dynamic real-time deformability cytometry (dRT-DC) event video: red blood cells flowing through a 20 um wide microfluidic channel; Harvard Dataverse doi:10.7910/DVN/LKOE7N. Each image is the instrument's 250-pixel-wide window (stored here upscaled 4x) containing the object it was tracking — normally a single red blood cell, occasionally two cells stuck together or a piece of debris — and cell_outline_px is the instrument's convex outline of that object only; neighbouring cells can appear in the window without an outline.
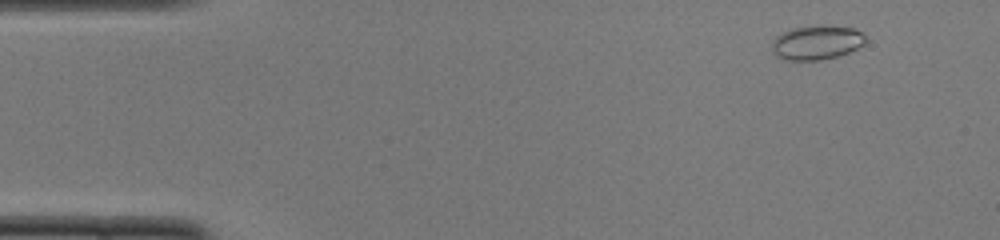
{"species": "common noctule bat (a hibernating species)", "species_latin": "Nyctalus noctula", "temperature_condition": "cold", "stored_images_in_passage": 50, "camera_frame_rate_fps": 3000, "um_per_image_px": 0.085, "animal": {"sex": "female", "body_mass_g": 22.0, "forearm_length_mm": 56.7}, "frame": {"image": 1, "passage_image": 4, "time_ms": 1.0, "image_size_px": [1000, 240], "cell_outline_px": [[864, 44], [848, 52], [836, 56], [820, 60], [784, 60], [776, 56], [772, 52], [772, 40], [776, 36], [792, 28], [824, 24], [856, 28], [864, 36]], "centroid_in_image_um": [69.38, 3.6], "position_along_channel_um": 15.6, "area_um2": 18.79}}
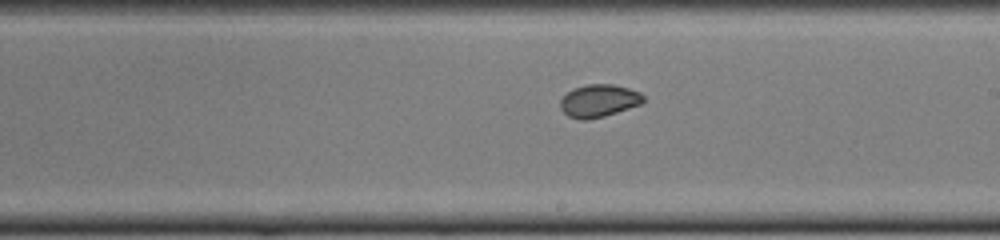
{"frame": {"image": 2, "passage_image": 28, "time_ms": 9.0, "image_size_px": [1000, 240], "cell_outline_px": [[644, 100], [640, 104], [604, 116], [588, 120], [580, 120], [568, 116], [560, 108], [560, 100], [568, 92], [576, 88], [588, 84], [612, 84], [628, 88], [640, 92], [644, 96]], "centroid_in_image_um": [50.89, 8.57], "position_along_channel_um": 238.1, "area_um2": 15.61}}
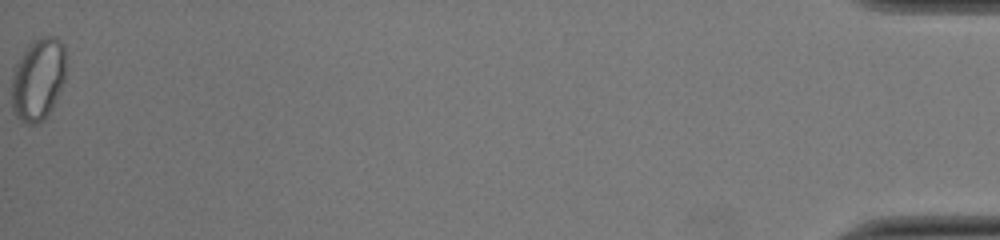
{"frame": {"image": 3, "passage_image": 50, "time_ms": 16.333, "image_size_px": [1000, 240], "cell_outline_px": [[64, 80], [52, 108], [48, 116], [44, 120], [36, 124], [28, 124], [20, 120], [12, 112], [12, 72], [20, 56], [28, 44], [40, 36], [56, 36], [64, 44]], "centroid_in_image_um": [3.22, 6.74], "position_along_channel_um": 432.0, "area_um2": 26.24}, "authors_computed_cell_mechanics": {"area_um2": 17.1666, "velocity_mm_per_s": 3.9892, "shape_relaxation_time_tau1_ms": null, "shape_relaxation_time_tau2_ms": 1.2926, "deformation_change_tau1": null, "deformation_change_tau2": 0.0313}}